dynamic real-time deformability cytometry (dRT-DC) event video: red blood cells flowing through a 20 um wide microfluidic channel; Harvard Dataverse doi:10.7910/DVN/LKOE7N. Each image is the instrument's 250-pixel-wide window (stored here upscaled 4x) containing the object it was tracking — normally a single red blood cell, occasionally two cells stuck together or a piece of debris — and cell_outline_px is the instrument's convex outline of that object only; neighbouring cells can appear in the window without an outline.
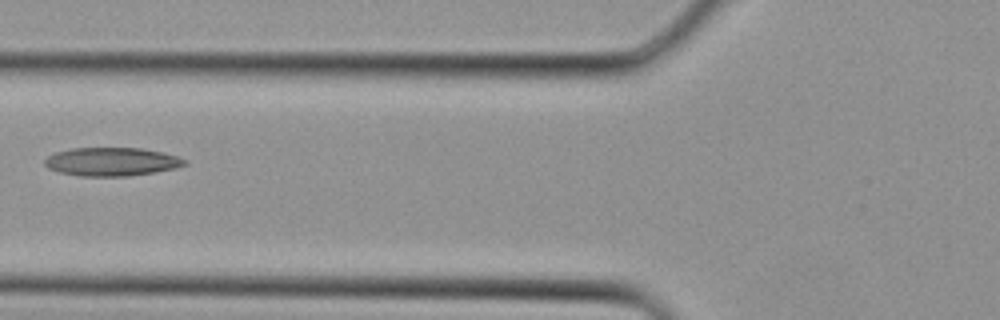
{"species": "Egyptian fruit bat (a non-hibernating species)", "species_latin": "Rousettus aegyptiacus", "temperature_condition": "cold", "stored_images_in_passage": 4, "camera_frame_rate_fps": 3000, "um_per_image_px": 0.085, "animal": {"sex": "female"}, "frame": {"image": 1, "passage_image": 4, "time_ms": 1.0, "image_size_px": [1000, 320], "cell_outline_px": [[188, 164], [176, 168], [156, 172], [128, 176], [80, 176], [60, 172], [48, 168], [44, 164], [44, 160], [48, 156], [56, 152], [72, 148], [140, 148], [164, 152], [188, 160]], "centroid_in_image_um": [9.53, 13.74], "position_along_channel_um": 116.3, "area_um2": 23.29}}